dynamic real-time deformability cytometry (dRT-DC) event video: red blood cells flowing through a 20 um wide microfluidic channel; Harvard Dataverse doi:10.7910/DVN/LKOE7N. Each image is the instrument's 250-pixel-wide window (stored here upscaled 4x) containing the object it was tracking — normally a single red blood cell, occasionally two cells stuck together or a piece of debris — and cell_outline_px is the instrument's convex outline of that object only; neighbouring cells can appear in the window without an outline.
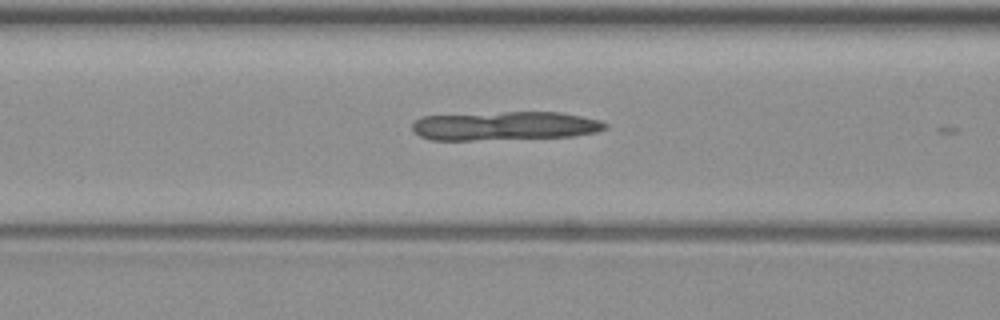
{"species": "common noctule bat (a hibernating species)", "species_latin": "Nyctalus noctula", "temperature_condition": "warm", "stored_images_in_passage": 5, "camera_frame_rate_fps": 3000, "um_per_image_px": 0.085, "animal": {"sex": "female", "body_mass_g": 19.3, "forearm_length_mm": 54.1}, "frame": {"image": 1, "passage_image": 4, "time_ms": 1.0, "image_size_px": [1000, 320], "cell_outline_px": [[608, 128], [596, 132], [572, 136], [472, 140], [432, 140], [420, 136], [412, 128], [412, 124], [420, 116], [504, 112], [560, 112], [600, 120], [608, 124]], "centroid_in_image_um": [42.91, 10.69], "position_along_channel_um": 123.7, "area_um2": 32.25}}